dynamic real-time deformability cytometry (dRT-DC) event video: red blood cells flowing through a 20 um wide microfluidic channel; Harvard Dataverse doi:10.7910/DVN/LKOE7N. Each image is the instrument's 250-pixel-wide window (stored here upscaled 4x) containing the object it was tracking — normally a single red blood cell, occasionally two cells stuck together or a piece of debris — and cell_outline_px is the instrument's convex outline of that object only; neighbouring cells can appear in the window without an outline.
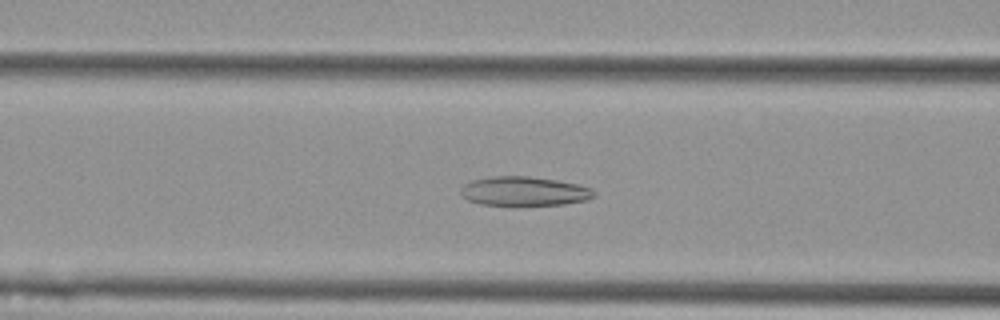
{"species": "Egyptian fruit bat (a non-hibernating species)", "species_latin": "Rousettus aegyptiacus", "temperature_condition": "cold", "stored_images_in_passage": 55, "camera_frame_rate_fps": 3000, "um_per_image_px": 0.085, "animal": {"sex": "female"}, "frame": {"image": 1, "passage_image": 22, "time_ms": 7.0, "image_size_px": [1000, 320], "cell_outline_px": [[596, 196], [588, 200], [564, 204], [480, 204], [468, 200], [460, 192], [460, 188], [464, 184], [472, 180], [492, 176], [528, 176], [556, 180], [576, 184], [592, 188], [596, 192]], "centroid_in_image_um": [44.58, 16.24], "position_along_channel_um": 122.0, "area_um2": 22.43}}
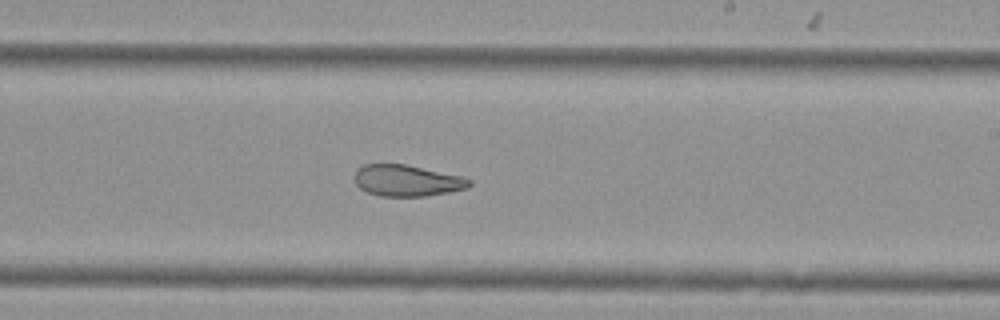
{"frame": {"image": 2, "passage_image": 33, "time_ms": 10.667, "image_size_px": [1000, 320], "cell_outline_px": [[472, 184], [468, 188], [448, 192], [424, 196], [380, 196], [368, 192], [360, 188], [356, 184], [352, 176], [364, 164], [404, 164], [460, 176], [472, 180]], "centroid_in_image_um": [34.57, 15.35], "position_along_channel_um": 254.4, "area_um2": 20.81}}
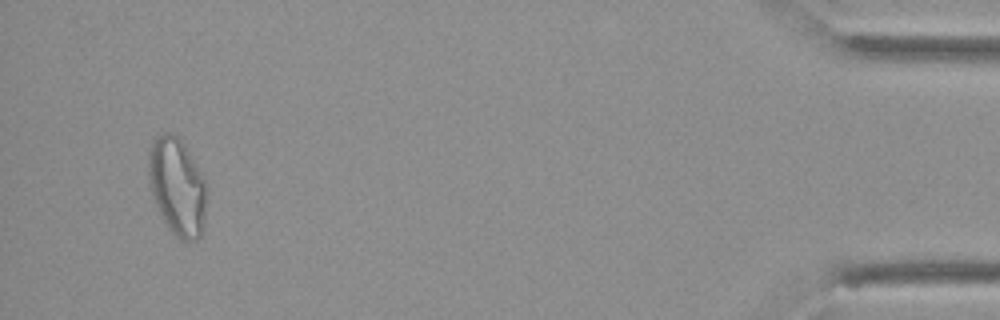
{"frame": {"image": 3, "passage_image": 53, "time_ms": 17.333, "image_size_px": [1000, 320], "cell_outline_px": [[208, 184], [204, 228], [200, 236], [196, 240], [180, 240], [168, 228], [152, 196], [148, 176], [148, 156], [152, 140], [164, 132], [172, 132], [180, 136]], "centroid_in_image_um": [15.09, 15.84], "position_along_channel_um": 420.1, "area_um2": 33.64}, "authors_computed_cell_mechanics": {"area_um2": 27.2238, "velocity_mm_per_s": 3.6246, "shape_relaxation_time_tau1_ms": null, "shape_relaxation_time_tau2_ms": 4.7099, "deformation_change_tau1": null, "deformation_change_tau2": 0.1034}}